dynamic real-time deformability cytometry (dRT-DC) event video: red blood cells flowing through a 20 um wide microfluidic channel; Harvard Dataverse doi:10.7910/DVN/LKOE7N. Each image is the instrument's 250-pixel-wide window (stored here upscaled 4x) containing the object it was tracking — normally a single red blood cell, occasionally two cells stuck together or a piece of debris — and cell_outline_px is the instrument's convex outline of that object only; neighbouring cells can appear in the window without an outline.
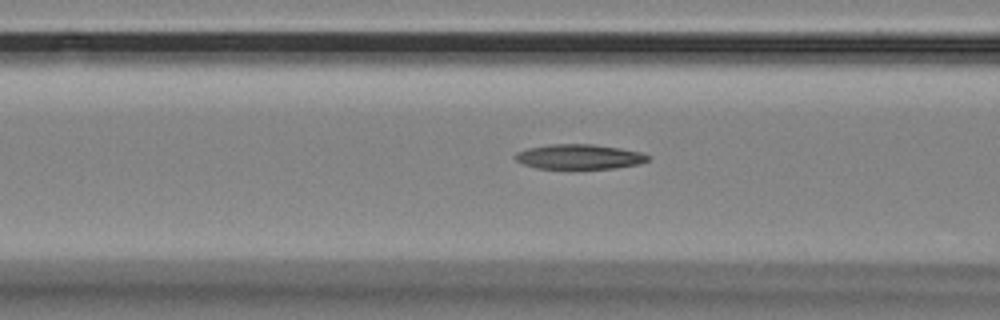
{"species": "Egyptian fruit bat (a non-hibernating species)", "species_latin": "Rousettus aegyptiacus", "temperature_condition": "room temperature", "stored_images_in_passage": 30, "camera_frame_rate_fps": 3000, "um_per_image_px": 0.085, "animal": {"sex": "female"}, "frame": {"image": 1, "passage_image": 6, "time_ms": 1.667, "image_size_px": [1000, 320], "cell_outline_px": [[652, 156], [648, 160], [640, 164], [616, 168], [536, 168], [524, 164], [516, 160], [512, 156], [516, 152], [528, 148], [548, 144], [592, 144], [620, 148], [640, 152]], "centroid_in_image_um": [49.24, 13.31], "position_along_channel_um": 117.4, "area_um2": 19.25}}
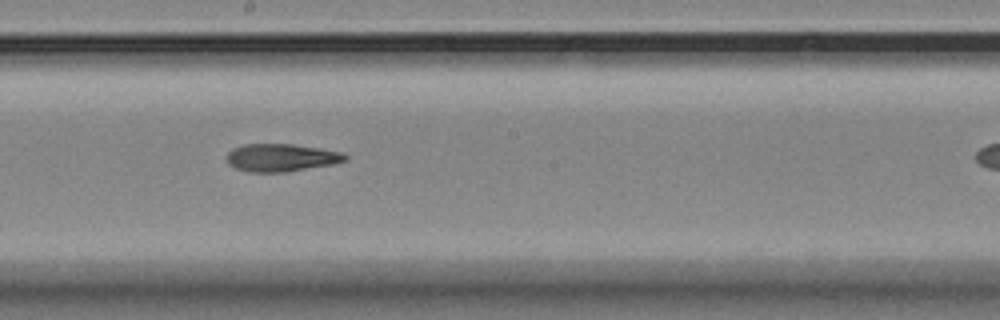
{"frame": {"image": 2, "passage_image": 15, "time_ms": 4.667, "image_size_px": [1000, 320], "cell_outline_px": [[348, 160], [332, 164], [288, 172], [248, 172], [236, 168], [228, 164], [224, 160], [224, 156], [232, 148], [244, 144], [292, 144], [320, 148], [344, 152], [348, 156]], "centroid_in_image_um": [23.88, 13.4], "position_along_channel_um": 224.3, "area_um2": 19.48}}
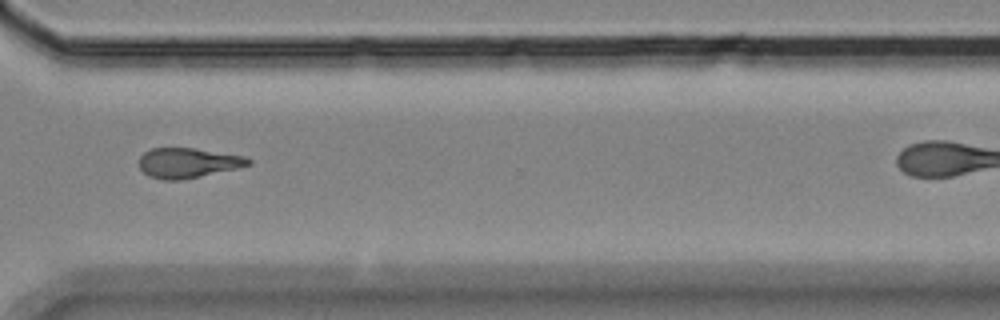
{"frame": {"image": 3, "passage_image": 26, "time_ms": 8.333, "image_size_px": [1000, 320], "cell_outline_px": [[252, 164], [236, 168], [180, 180], [164, 180], [148, 176], [140, 168], [140, 156], [144, 152], [152, 148], [192, 148], [244, 156], [252, 160]], "centroid_in_image_um": [15.95, 13.84], "position_along_channel_um": 354.7, "area_um2": 18.79}}